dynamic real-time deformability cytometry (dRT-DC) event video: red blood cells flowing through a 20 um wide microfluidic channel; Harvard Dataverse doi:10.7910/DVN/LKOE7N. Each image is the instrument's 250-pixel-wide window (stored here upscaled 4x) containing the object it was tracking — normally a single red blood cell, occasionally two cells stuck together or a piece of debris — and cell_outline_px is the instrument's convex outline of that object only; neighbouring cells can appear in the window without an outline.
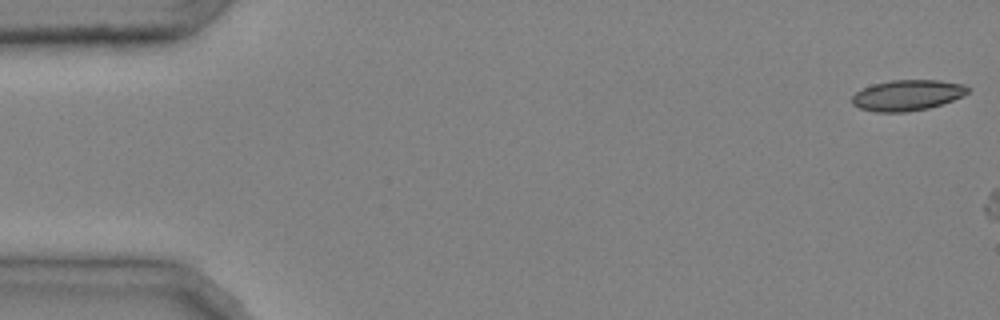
{"species": "common noctule bat (a hibernating species)", "species_latin": "Nyctalus noctula", "temperature_condition": "cold", "stored_images_in_passage": 3, "camera_frame_rate_fps": 3000, "um_per_image_px": 0.085, "animal": {"sex": "male", "body_mass_g": 20.4}, "frame": {"image": 1, "passage_image": 1, "time_ms": 0.0, "image_size_px": [1000, 320], "cell_outline_px": [[972, 88], [964, 96], [928, 108], [908, 112], [876, 112], [860, 108], [852, 104], [852, 96], [856, 92], [872, 84], [892, 80], [940, 80], [964, 84]], "centroid_in_image_um": [77.15, 8.09], "position_along_channel_um": 7.9, "area_um2": 20.81}}